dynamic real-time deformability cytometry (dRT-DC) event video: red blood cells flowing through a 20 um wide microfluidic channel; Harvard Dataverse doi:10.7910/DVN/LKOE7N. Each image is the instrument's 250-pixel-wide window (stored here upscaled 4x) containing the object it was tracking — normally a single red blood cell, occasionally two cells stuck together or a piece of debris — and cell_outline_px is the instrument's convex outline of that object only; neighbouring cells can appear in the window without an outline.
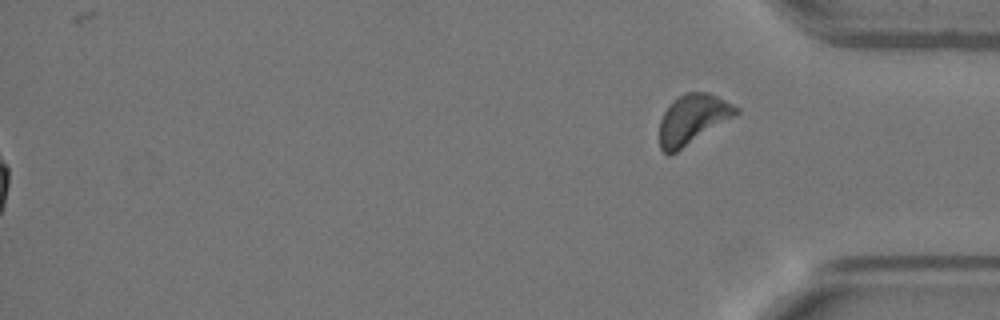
{"species": "Egyptian fruit bat (a non-hibernating species)", "species_latin": "Rousettus aegyptiacus", "temperature_condition": "warm", "stored_images_in_passage": 53, "segment_of_instrument_passage": [2, 2], "camera_frame_rate_fps": 3000, "um_per_image_px": 0.085, "animal": {"sex": "female"}, "frame": {"image": 1, "passage_image": 53, "time_ms": 17.333, "image_size_px": [1000, 320], "cell_outline_px": [[740, 112], [676, 152], [668, 156], [660, 148], [660, 120], [668, 104], [684, 92], [708, 92], [740, 108]], "centroid_in_image_um": [58.84, 10.12], "position_along_channel_um": 376.4, "area_um2": 21.85}}